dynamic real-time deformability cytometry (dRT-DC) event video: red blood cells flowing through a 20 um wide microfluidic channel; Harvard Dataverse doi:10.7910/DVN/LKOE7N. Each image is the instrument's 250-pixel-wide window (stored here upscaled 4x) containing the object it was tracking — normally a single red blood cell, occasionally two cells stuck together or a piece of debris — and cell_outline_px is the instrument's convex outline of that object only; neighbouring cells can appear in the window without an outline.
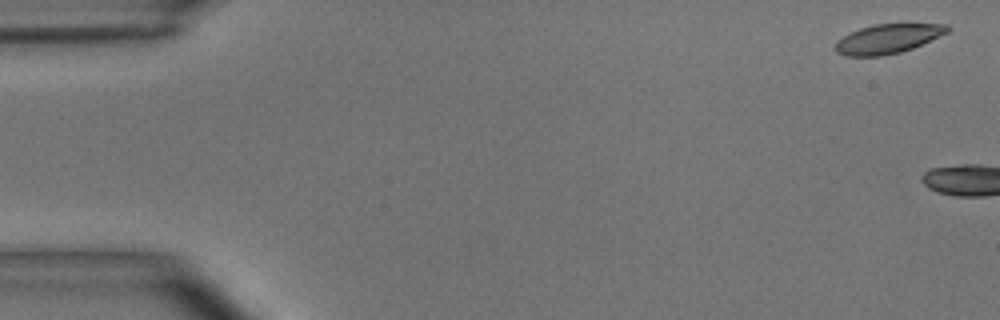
{"species": "common noctule bat (a hibernating species)", "species_latin": "Nyctalus noctula", "temperature_condition": "room temperature", "stored_images_in_passage": 6, "camera_frame_rate_fps": 3000, "um_per_image_px": 0.085, "animal": {"sex": "male", "body_mass_g": 15.6}, "frame": {"image": 1, "passage_image": 1, "time_ms": 0.0, "image_size_px": [1000, 320], "cell_outline_px": [[952, 28], [948, 32], [912, 48], [900, 52], [880, 56], [844, 56], [836, 52], [836, 40], [860, 28], [876, 24], [948, 24]], "centroid_in_image_um": [75.46, 3.3], "position_along_channel_um": 9.5, "area_um2": 18.96}}
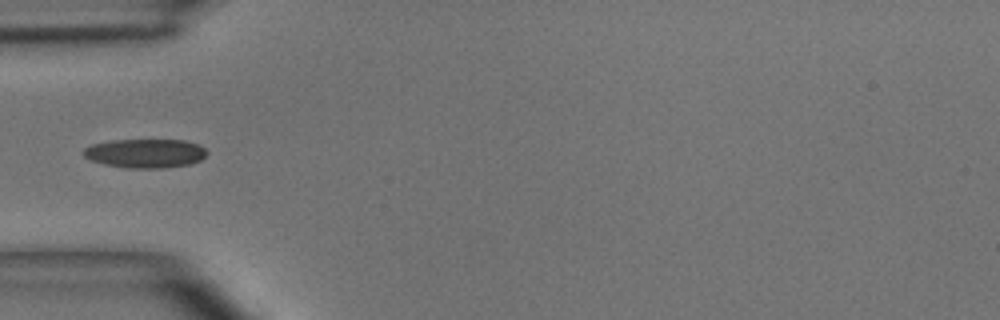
{"frame": {"image": 2, "passage_image": 6, "time_ms": 1.667, "image_size_px": [1000, 320], "cell_outline_px": [[208, 152], [200, 160], [188, 164], [164, 168], [128, 168], [104, 164], [92, 160], [84, 156], [80, 152], [84, 148], [92, 144], [112, 140], [184, 140], [200, 144]], "centroid_in_image_um": [12.33, 13.02], "position_along_channel_um": 72.7, "area_um2": 20.87}}